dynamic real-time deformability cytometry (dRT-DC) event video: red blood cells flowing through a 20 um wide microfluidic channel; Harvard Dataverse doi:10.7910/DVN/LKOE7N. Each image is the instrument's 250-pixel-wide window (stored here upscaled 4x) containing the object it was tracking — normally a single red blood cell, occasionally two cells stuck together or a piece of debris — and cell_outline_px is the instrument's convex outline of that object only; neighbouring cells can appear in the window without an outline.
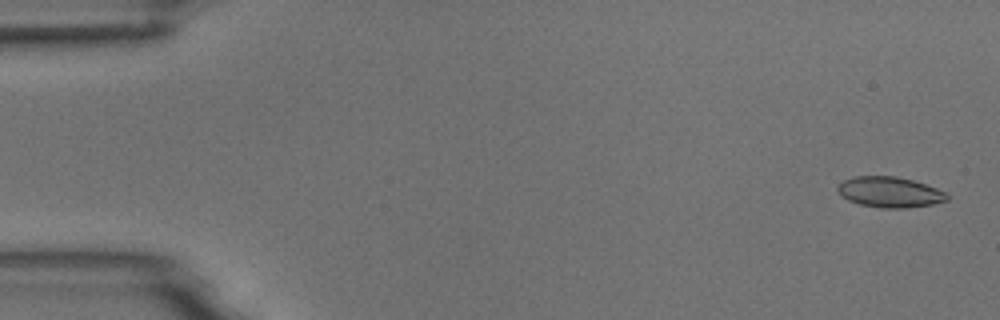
{"species": "common noctule bat (a hibernating species)", "species_latin": "Nyctalus noctula", "temperature_condition": "room temperature", "stored_images_in_passage": 55, "camera_frame_rate_fps": 3000, "um_per_image_px": 0.085, "animal": {"sex": "male", "body_mass_g": 18.8}, "frame": {"image": 1, "passage_image": 2, "time_ms": 0.333, "image_size_px": [1000, 320], "cell_outline_px": [[948, 200], [932, 204], [904, 208], [880, 208], [860, 204], [848, 200], [840, 196], [836, 188], [844, 180], [852, 176], [896, 176], [912, 180], [948, 192]], "centroid_in_image_um": [75.61, 16.33], "position_along_channel_um": 9.4, "area_um2": 19.54}}
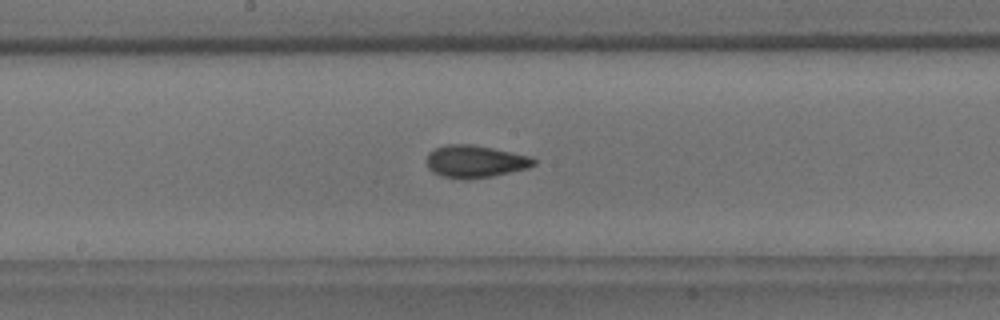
{"frame": {"image": 2, "passage_image": 29, "time_ms": 9.333, "image_size_px": [1000, 320], "cell_outline_px": [[536, 164], [528, 168], [492, 176], [464, 180], [444, 176], [432, 172], [428, 168], [428, 152], [436, 148], [448, 144], [472, 144], [532, 156], [536, 160]], "centroid_in_image_um": [40.41, 13.72], "position_along_channel_um": 207.8, "area_um2": 20.17}}
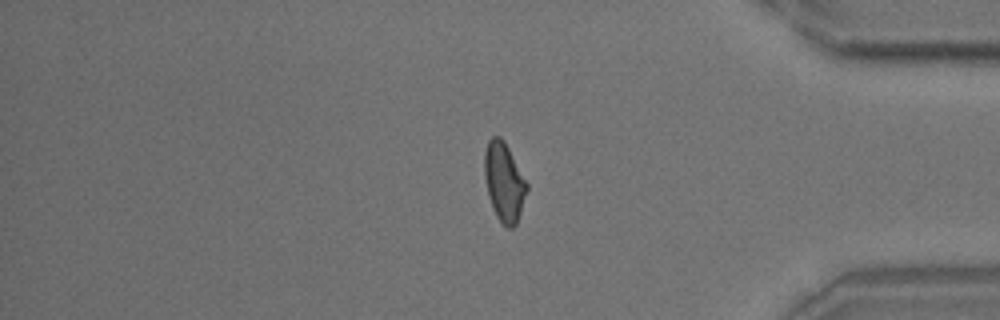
{"frame": {"image": 3, "passage_image": 46, "time_ms": 15.0, "image_size_px": [1000, 320], "cell_outline_px": [[528, 188], [516, 224], [512, 228], [508, 228], [496, 216], [492, 208], [488, 196], [484, 176], [484, 152], [488, 140], [492, 136], [500, 136], [504, 140], [528, 184]], "centroid_in_image_um": [42.83, 15.44], "position_along_channel_um": 392.4, "area_um2": 19.42}, "authors_computed_cell_mechanics": {"area_um2": 19.5364, "velocity_mm_per_s": 3.6881, "shape_relaxation_time_tau1_ms": 7.346, "shape_relaxation_time_tau2_ms": 1.6486, "deformation_change_tau1": 0.1556, "deformation_change_tau2": 0.0555}}